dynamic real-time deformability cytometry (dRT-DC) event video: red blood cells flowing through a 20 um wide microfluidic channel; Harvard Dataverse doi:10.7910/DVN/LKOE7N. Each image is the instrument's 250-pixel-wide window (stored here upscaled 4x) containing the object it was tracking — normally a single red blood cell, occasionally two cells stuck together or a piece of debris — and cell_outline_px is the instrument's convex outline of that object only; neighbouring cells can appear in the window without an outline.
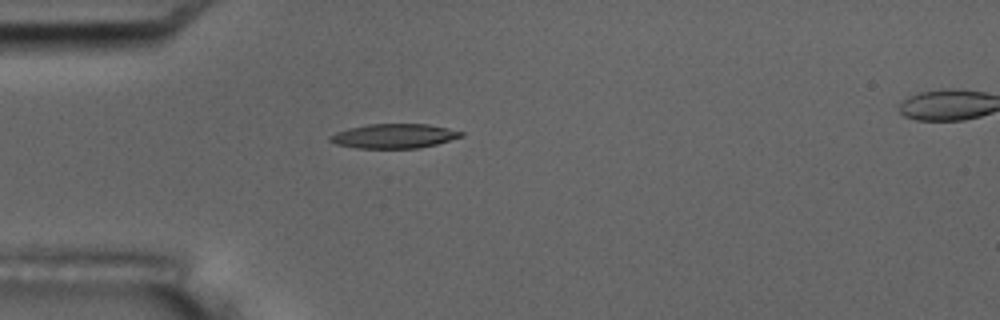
{"species": "common noctule bat (a hibernating species)", "species_latin": "Nyctalus noctula", "temperature_condition": "room temperature", "stored_images_in_passage": 5, "camera_frame_rate_fps": 3000, "um_per_image_px": 0.085, "animal": {"sex": "male", "body_mass_g": 17.5, "forearm_length_mm": 52.3}, "frame": {"image": 1, "passage_image": 4, "time_ms": 4.667, "image_size_px": [1000, 320], "cell_outline_px": [[464, 136], [436, 144], [420, 148], [356, 148], [336, 144], [328, 140], [328, 136], [336, 132], [348, 128], [368, 124], [428, 124], [448, 128], [464, 132]], "centroid_in_image_um": [33.48, 11.56], "position_along_channel_um": 51.5, "area_um2": 18.73}}